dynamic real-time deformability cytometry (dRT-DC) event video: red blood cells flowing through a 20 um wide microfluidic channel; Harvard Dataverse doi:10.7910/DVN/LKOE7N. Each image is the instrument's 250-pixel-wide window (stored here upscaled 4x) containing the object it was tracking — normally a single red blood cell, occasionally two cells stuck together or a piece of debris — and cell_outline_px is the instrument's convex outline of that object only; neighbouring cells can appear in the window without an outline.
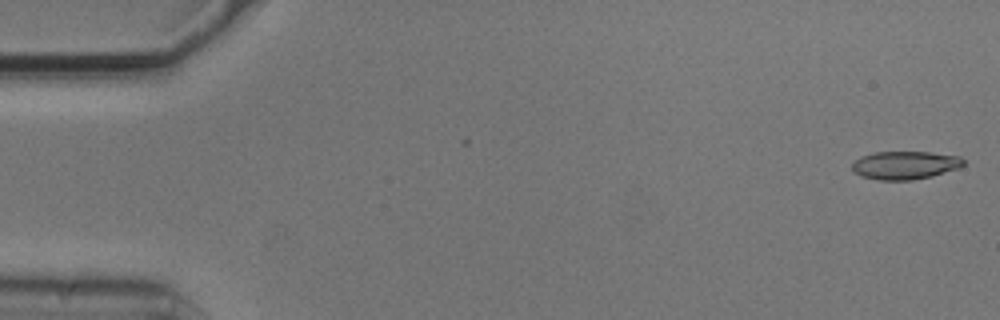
{"species": "common noctule bat (a hibernating species)", "species_latin": "Nyctalus noctula", "temperature_condition": "cold", "stored_images_in_passage": 4, "camera_frame_rate_fps": 3000, "um_per_image_px": 0.085, "animal": {"sex": "male", "body_mass_g": 20.5, "forearm_length_mm": 52.5}, "frame": {"image": 1, "passage_image": 1, "time_ms": 0.0, "image_size_px": [1000, 320], "cell_outline_px": [[964, 164], [960, 168], [932, 176], [912, 180], [880, 180], [860, 176], [852, 168], [852, 164], [860, 156], [872, 152], [928, 152], [960, 156], [964, 160]], "centroid_in_image_um": [76.94, 14.04], "position_along_channel_um": 8.1, "area_um2": 18.32}}